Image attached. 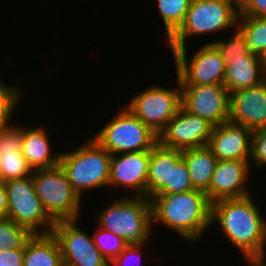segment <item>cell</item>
Here are the masks:
<instances>
[{"instance_id": "cell-1", "label": "cell", "mask_w": 266, "mask_h": 266, "mask_svg": "<svg viewBox=\"0 0 266 266\" xmlns=\"http://www.w3.org/2000/svg\"><path fill=\"white\" fill-rule=\"evenodd\" d=\"M253 194L211 204V227L216 223L223 238L243 258L266 259V218ZM235 247V248H234Z\"/></svg>"}, {"instance_id": "cell-2", "label": "cell", "mask_w": 266, "mask_h": 266, "mask_svg": "<svg viewBox=\"0 0 266 266\" xmlns=\"http://www.w3.org/2000/svg\"><path fill=\"white\" fill-rule=\"evenodd\" d=\"M150 201L152 227L161 224L193 246L212 228L211 203L204 191L155 194Z\"/></svg>"}, {"instance_id": "cell-3", "label": "cell", "mask_w": 266, "mask_h": 266, "mask_svg": "<svg viewBox=\"0 0 266 266\" xmlns=\"http://www.w3.org/2000/svg\"><path fill=\"white\" fill-rule=\"evenodd\" d=\"M118 196L96 212V225L120 236L127 244L150 243L154 230L150 199L121 193Z\"/></svg>"}, {"instance_id": "cell-4", "label": "cell", "mask_w": 266, "mask_h": 266, "mask_svg": "<svg viewBox=\"0 0 266 266\" xmlns=\"http://www.w3.org/2000/svg\"><path fill=\"white\" fill-rule=\"evenodd\" d=\"M239 15V0H192L183 23L165 41L171 53L188 45L194 36L216 37L222 31L235 30ZM213 35V36H211Z\"/></svg>"}, {"instance_id": "cell-5", "label": "cell", "mask_w": 266, "mask_h": 266, "mask_svg": "<svg viewBox=\"0 0 266 266\" xmlns=\"http://www.w3.org/2000/svg\"><path fill=\"white\" fill-rule=\"evenodd\" d=\"M85 140L82 142L83 145H77L79 147L74 150H61L59 162L73 190L81 199L87 191L109 189L112 156L92 137Z\"/></svg>"}, {"instance_id": "cell-6", "label": "cell", "mask_w": 266, "mask_h": 266, "mask_svg": "<svg viewBox=\"0 0 266 266\" xmlns=\"http://www.w3.org/2000/svg\"><path fill=\"white\" fill-rule=\"evenodd\" d=\"M32 179L35 193L54 223L81 219L82 199L73 190L60 164L33 170Z\"/></svg>"}, {"instance_id": "cell-7", "label": "cell", "mask_w": 266, "mask_h": 266, "mask_svg": "<svg viewBox=\"0 0 266 266\" xmlns=\"http://www.w3.org/2000/svg\"><path fill=\"white\" fill-rule=\"evenodd\" d=\"M117 112L96 134L91 135L111 155L150 151L158 143V135L124 105Z\"/></svg>"}, {"instance_id": "cell-8", "label": "cell", "mask_w": 266, "mask_h": 266, "mask_svg": "<svg viewBox=\"0 0 266 266\" xmlns=\"http://www.w3.org/2000/svg\"><path fill=\"white\" fill-rule=\"evenodd\" d=\"M175 77V88L152 84L134 94L124 105L157 135L181 107V84Z\"/></svg>"}, {"instance_id": "cell-9", "label": "cell", "mask_w": 266, "mask_h": 266, "mask_svg": "<svg viewBox=\"0 0 266 266\" xmlns=\"http://www.w3.org/2000/svg\"><path fill=\"white\" fill-rule=\"evenodd\" d=\"M8 210L6 217L33 234H49L54 222L49 218L34 189L32 175L4 182Z\"/></svg>"}, {"instance_id": "cell-10", "label": "cell", "mask_w": 266, "mask_h": 266, "mask_svg": "<svg viewBox=\"0 0 266 266\" xmlns=\"http://www.w3.org/2000/svg\"><path fill=\"white\" fill-rule=\"evenodd\" d=\"M196 50L191 58L188 56L187 46L177 48L171 53L180 84H223L226 62L217 48L212 43H205Z\"/></svg>"}, {"instance_id": "cell-11", "label": "cell", "mask_w": 266, "mask_h": 266, "mask_svg": "<svg viewBox=\"0 0 266 266\" xmlns=\"http://www.w3.org/2000/svg\"><path fill=\"white\" fill-rule=\"evenodd\" d=\"M77 220L59 221L52 229L62 253L64 266H108L93 237Z\"/></svg>"}, {"instance_id": "cell-12", "label": "cell", "mask_w": 266, "mask_h": 266, "mask_svg": "<svg viewBox=\"0 0 266 266\" xmlns=\"http://www.w3.org/2000/svg\"><path fill=\"white\" fill-rule=\"evenodd\" d=\"M230 94L224 84L181 85V107L213 126L229 121Z\"/></svg>"}, {"instance_id": "cell-13", "label": "cell", "mask_w": 266, "mask_h": 266, "mask_svg": "<svg viewBox=\"0 0 266 266\" xmlns=\"http://www.w3.org/2000/svg\"><path fill=\"white\" fill-rule=\"evenodd\" d=\"M213 125L182 107L158 135V143L167 148L185 150L207 146Z\"/></svg>"}, {"instance_id": "cell-14", "label": "cell", "mask_w": 266, "mask_h": 266, "mask_svg": "<svg viewBox=\"0 0 266 266\" xmlns=\"http://www.w3.org/2000/svg\"><path fill=\"white\" fill-rule=\"evenodd\" d=\"M150 151L126 152L111 156L109 188L113 191L124 188L123 196L147 198V174ZM118 187V189H117ZM132 190V191H131Z\"/></svg>"}, {"instance_id": "cell-15", "label": "cell", "mask_w": 266, "mask_h": 266, "mask_svg": "<svg viewBox=\"0 0 266 266\" xmlns=\"http://www.w3.org/2000/svg\"><path fill=\"white\" fill-rule=\"evenodd\" d=\"M249 161L222 160L217 162L209 189L205 192L211 204L219 200L245 197L253 193L254 189L249 187L251 183L249 180L253 176Z\"/></svg>"}, {"instance_id": "cell-16", "label": "cell", "mask_w": 266, "mask_h": 266, "mask_svg": "<svg viewBox=\"0 0 266 266\" xmlns=\"http://www.w3.org/2000/svg\"><path fill=\"white\" fill-rule=\"evenodd\" d=\"M229 121L251 131L266 128V80L230 93Z\"/></svg>"}, {"instance_id": "cell-17", "label": "cell", "mask_w": 266, "mask_h": 266, "mask_svg": "<svg viewBox=\"0 0 266 266\" xmlns=\"http://www.w3.org/2000/svg\"><path fill=\"white\" fill-rule=\"evenodd\" d=\"M251 136L252 131L247 127L227 121L213 126L207 146L217 161L250 160Z\"/></svg>"}, {"instance_id": "cell-18", "label": "cell", "mask_w": 266, "mask_h": 266, "mask_svg": "<svg viewBox=\"0 0 266 266\" xmlns=\"http://www.w3.org/2000/svg\"><path fill=\"white\" fill-rule=\"evenodd\" d=\"M45 127L43 123L37 127L24 125L21 152L32 170L52 168L60 162L61 151L55 153L49 131Z\"/></svg>"}, {"instance_id": "cell-19", "label": "cell", "mask_w": 266, "mask_h": 266, "mask_svg": "<svg viewBox=\"0 0 266 266\" xmlns=\"http://www.w3.org/2000/svg\"><path fill=\"white\" fill-rule=\"evenodd\" d=\"M182 159V150L167 148L157 143L150 150L147 174V198L170 193L171 164Z\"/></svg>"}, {"instance_id": "cell-20", "label": "cell", "mask_w": 266, "mask_h": 266, "mask_svg": "<svg viewBox=\"0 0 266 266\" xmlns=\"http://www.w3.org/2000/svg\"><path fill=\"white\" fill-rule=\"evenodd\" d=\"M266 80L265 59L259 56L238 57L226 63L224 86L229 94L257 86Z\"/></svg>"}, {"instance_id": "cell-21", "label": "cell", "mask_w": 266, "mask_h": 266, "mask_svg": "<svg viewBox=\"0 0 266 266\" xmlns=\"http://www.w3.org/2000/svg\"><path fill=\"white\" fill-rule=\"evenodd\" d=\"M194 189L206 192L217 165V158L208 146L182 150Z\"/></svg>"}, {"instance_id": "cell-22", "label": "cell", "mask_w": 266, "mask_h": 266, "mask_svg": "<svg viewBox=\"0 0 266 266\" xmlns=\"http://www.w3.org/2000/svg\"><path fill=\"white\" fill-rule=\"evenodd\" d=\"M23 266H64L59 243L52 233L32 235L25 245Z\"/></svg>"}, {"instance_id": "cell-23", "label": "cell", "mask_w": 266, "mask_h": 266, "mask_svg": "<svg viewBox=\"0 0 266 266\" xmlns=\"http://www.w3.org/2000/svg\"><path fill=\"white\" fill-rule=\"evenodd\" d=\"M237 28L253 54L266 59V17L238 16Z\"/></svg>"}, {"instance_id": "cell-24", "label": "cell", "mask_w": 266, "mask_h": 266, "mask_svg": "<svg viewBox=\"0 0 266 266\" xmlns=\"http://www.w3.org/2000/svg\"><path fill=\"white\" fill-rule=\"evenodd\" d=\"M164 27L166 41L183 23L192 0H155Z\"/></svg>"}, {"instance_id": "cell-25", "label": "cell", "mask_w": 266, "mask_h": 266, "mask_svg": "<svg viewBox=\"0 0 266 266\" xmlns=\"http://www.w3.org/2000/svg\"><path fill=\"white\" fill-rule=\"evenodd\" d=\"M33 233L8 217H0V251L25 248Z\"/></svg>"}, {"instance_id": "cell-26", "label": "cell", "mask_w": 266, "mask_h": 266, "mask_svg": "<svg viewBox=\"0 0 266 266\" xmlns=\"http://www.w3.org/2000/svg\"><path fill=\"white\" fill-rule=\"evenodd\" d=\"M206 43H212L220 52L226 63L229 60L238 57L257 56L253 54L251 49L248 47L245 36L237 27L235 28V31L233 30V32H231L230 36L228 35L227 39H210Z\"/></svg>"}, {"instance_id": "cell-27", "label": "cell", "mask_w": 266, "mask_h": 266, "mask_svg": "<svg viewBox=\"0 0 266 266\" xmlns=\"http://www.w3.org/2000/svg\"><path fill=\"white\" fill-rule=\"evenodd\" d=\"M17 85L16 82L14 85L0 81V127L15 121L13 115L17 113L20 102L21 104L24 102L23 92L20 91L21 86Z\"/></svg>"}, {"instance_id": "cell-28", "label": "cell", "mask_w": 266, "mask_h": 266, "mask_svg": "<svg viewBox=\"0 0 266 266\" xmlns=\"http://www.w3.org/2000/svg\"><path fill=\"white\" fill-rule=\"evenodd\" d=\"M0 181L6 182L32 175V168L28 165L22 152H1Z\"/></svg>"}, {"instance_id": "cell-29", "label": "cell", "mask_w": 266, "mask_h": 266, "mask_svg": "<svg viewBox=\"0 0 266 266\" xmlns=\"http://www.w3.org/2000/svg\"><path fill=\"white\" fill-rule=\"evenodd\" d=\"M92 237L97 249L107 261L119 256L128 245L120 236L99 226L92 232Z\"/></svg>"}, {"instance_id": "cell-30", "label": "cell", "mask_w": 266, "mask_h": 266, "mask_svg": "<svg viewBox=\"0 0 266 266\" xmlns=\"http://www.w3.org/2000/svg\"><path fill=\"white\" fill-rule=\"evenodd\" d=\"M19 120L18 123H11L0 127V151L1 152H21L23 142L24 125Z\"/></svg>"}, {"instance_id": "cell-31", "label": "cell", "mask_w": 266, "mask_h": 266, "mask_svg": "<svg viewBox=\"0 0 266 266\" xmlns=\"http://www.w3.org/2000/svg\"><path fill=\"white\" fill-rule=\"evenodd\" d=\"M147 245L148 243L128 244L119 256L108 261V266H143L141 263L146 259L143 252Z\"/></svg>"}, {"instance_id": "cell-32", "label": "cell", "mask_w": 266, "mask_h": 266, "mask_svg": "<svg viewBox=\"0 0 266 266\" xmlns=\"http://www.w3.org/2000/svg\"><path fill=\"white\" fill-rule=\"evenodd\" d=\"M193 189L184 159L182 158L177 164H171L170 193H182Z\"/></svg>"}, {"instance_id": "cell-33", "label": "cell", "mask_w": 266, "mask_h": 266, "mask_svg": "<svg viewBox=\"0 0 266 266\" xmlns=\"http://www.w3.org/2000/svg\"><path fill=\"white\" fill-rule=\"evenodd\" d=\"M249 162L251 169H253L254 165L256 166L255 169L257 167H266V128L252 131L251 157Z\"/></svg>"}, {"instance_id": "cell-34", "label": "cell", "mask_w": 266, "mask_h": 266, "mask_svg": "<svg viewBox=\"0 0 266 266\" xmlns=\"http://www.w3.org/2000/svg\"><path fill=\"white\" fill-rule=\"evenodd\" d=\"M266 17V0H239V15Z\"/></svg>"}, {"instance_id": "cell-35", "label": "cell", "mask_w": 266, "mask_h": 266, "mask_svg": "<svg viewBox=\"0 0 266 266\" xmlns=\"http://www.w3.org/2000/svg\"><path fill=\"white\" fill-rule=\"evenodd\" d=\"M25 248L0 251V266H23Z\"/></svg>"}, {"instance_id": "cell-36", "label": "cell", "mask_w": 266, "mask_h": 266, "mask_svg": "<svg viewBox=\"0 0 266 266\" xmlns=\"http://www.w3.org/2000/svg\"><path fill=\"white\" fill-rule=\"evenodd\" d=\"M8 210L7 194L4 182L0 181V217H6Z\"/></svg>"}, {"instance_id": "cell-37", "label": "cell", "mask_w": 266, "mask_h": 266, "mask_svg": "<svg viewBox=\"0 0 266 266\" xmlns=\"http://www.w3.org/2000/svg\"><path fill=\"white\" fill-rule=\"evenodd\" d=\"M247 266H266V259L264 258H244Z\"/></svg>"}, {"instance_id": "cell-38", "label": "cell", "mask_w": 266, "mask_h": 266, "mask_svg": "<svg viewBox=\"0 0 266 266\" xmlns=\"http://www.w3.org/2000/svg\"><path fill=\"white\" fill-rule=\"evenodd\" d=\"M1 161H2V154H1V151H0V164H1Z\"/></svg>"}]
</instances>
